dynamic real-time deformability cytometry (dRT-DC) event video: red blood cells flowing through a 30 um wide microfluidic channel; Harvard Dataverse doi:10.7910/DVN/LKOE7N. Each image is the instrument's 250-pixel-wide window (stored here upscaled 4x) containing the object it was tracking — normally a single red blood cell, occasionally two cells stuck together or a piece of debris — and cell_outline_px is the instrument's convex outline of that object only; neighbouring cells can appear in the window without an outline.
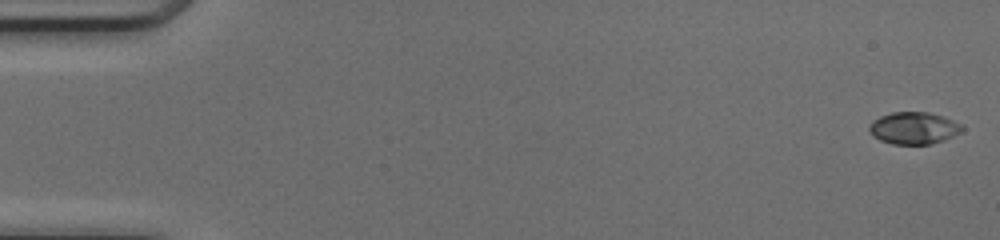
{"species": "common noctule bat (a hibernating species)", "species_latin": "Nyctalus noctula", "temperature_condition": "cold", "stored_images_in_passage": 50, "camera_frame_rate_fps": 3000, "um_per_image_px": 0.085, "animal": {"sex": "female", "body_mass_g": 17.0, "forearm_length_mm": 48.0}, "frame": {"image": 1, "passage_image": 1, "time_ms": 0.0, "image_size_px": [1000, 240], "cell_outline_px": [[964, 128], [960, 132], [944, 140], [932, 144], [892, 144], [880, 140], [872, 136], [868, 128], [872, 120], [880, 116], [892, 112], [928, 112], [952, 120], [960, 124]], "centroid_in_image_um": [77.63, 10.89], "position_along_channel_um": 7.4, "area_um2": 17.28}}
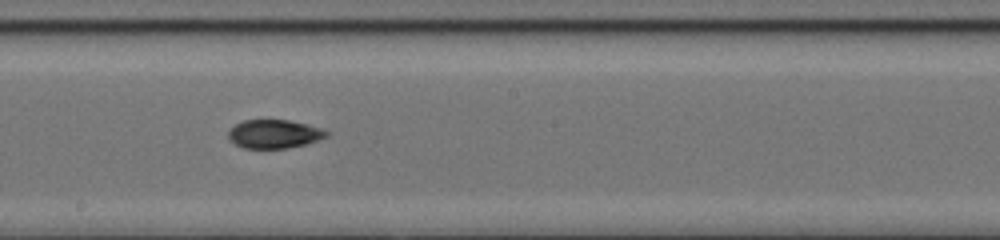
{"frame": {"image": 2, "passage_image": 28, "time_ms": 9.0, "image_size_px": [1000, 240], "cell_outline_px": [[332, 132], [328, 136], [320, 140], [308, 144], [288, 148], [244, 148], [228, 140], [228, 132], [236, 124], [244, 120], [288, 120], [308, 124], [324, 128]], "centroid_in_image_um": [23.39, 11.39], "position_along_channel_um": 224.8, "area_um2": 16.65}}
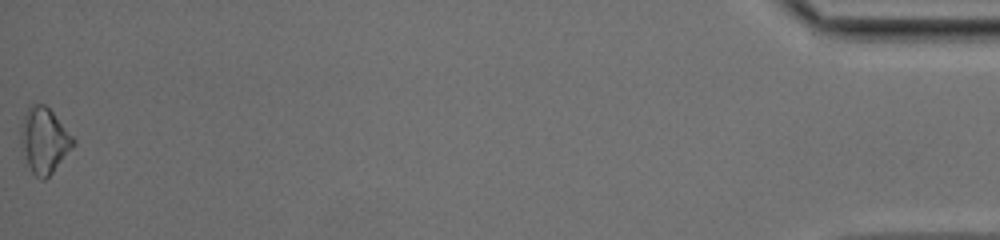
{"frame": {"image": 3, "passage_image": 50, "time_ms": 16.333, "image_size_px": [1000, 240], "cell_outline_px": [[76, 144], [52, 172], [44, 180], [40, 180], [32, 172], [28, 164], [20, 144], [20, 128], [28, 104], [44, 104], [52, 112], [76, 140]], "centroid_in_image_um": [3.75, 11.92], "position_along_channel_um": 431.5, "area_um2": 19.88}, "authors_computed_cell_mechanics": {"area_um2": 17.0799, "velocity_mm_per_s": 4.1945, "shape_relaxation_time_tau1_ms": 6.7436, "shape_relaxation_time_tau2_ms": null, "deformation_change_tau1": 0.1554, "deformation_change_tau2": null}}